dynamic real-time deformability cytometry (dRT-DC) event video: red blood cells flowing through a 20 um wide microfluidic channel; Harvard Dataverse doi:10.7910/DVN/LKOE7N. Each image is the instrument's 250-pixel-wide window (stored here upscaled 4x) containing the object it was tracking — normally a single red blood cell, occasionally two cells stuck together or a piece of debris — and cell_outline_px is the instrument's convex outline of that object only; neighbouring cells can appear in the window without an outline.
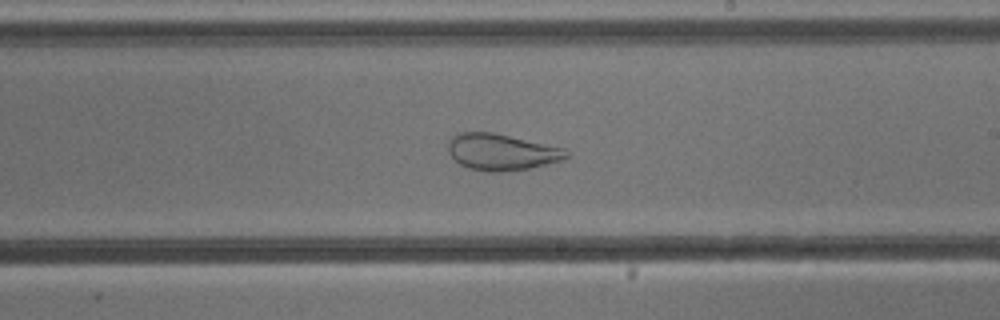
{"species": "common noctule bat (a hibernating species)", "species_latin": "Nyctalus noctula", "temperature_condition": "cold", "stored_images_in_passage": 53, "camera_frame_rate_fps": 3000, "um_per_image_px": 0.085, "animal": {"sex": "male", "body_mass_g": 13.3}, "frame": {"image": 1, "passage_image": 31, "time_ms": 10.0, "image_size_px": [1000, 320], "cell_outline_px": [[568, 156], [564, 160], [528, 168], [500, 172], [488, 172], [468, 168], [460, 164], [448, 152], [448, 140], [452, 136], [460, 132], [492, 132], [564, 148], [568, 152]], "centroid_in_image_um": [42.61, 12.92], "position_along_channel_um": 246.4, "area_um2": 24.97}}